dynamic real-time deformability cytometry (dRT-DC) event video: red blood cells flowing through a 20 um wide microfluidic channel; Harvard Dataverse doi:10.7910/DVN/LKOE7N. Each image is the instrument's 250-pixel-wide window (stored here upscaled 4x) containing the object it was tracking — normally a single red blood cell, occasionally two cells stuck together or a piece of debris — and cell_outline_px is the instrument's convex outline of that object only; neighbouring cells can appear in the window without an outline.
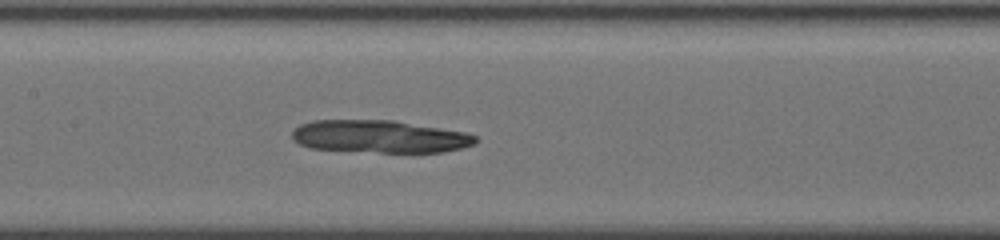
{"species": "common noctule bat (a hibernating species)", "species_latin": "Nyctalus noctula", "temperature_condition": "cold", "stored_images_in_passage": 38, "camera_frame_rate_fps": 3000, "um_per_image_px": 0.085, "animal": {"sex": "female", "body_mass_g": 19.5, "forearm_length_mm": 54.1}, "frame": {"image": 1, "passage_image": 15, "time_ms": 4.667, "image_size_px": [1000, 240], "cell_outline_px": [[480, 140], [476, 144], [444, 152], [380, 152], [308, 148], [292, 140], [292, 132], [300, 124], [312, 120], [392, 120], [464, 132], [476, 136]], "centroid_in_image_um": [32.26, 11.6], "position_along_channel_um": 175.1, "area_um2": 34.8}}
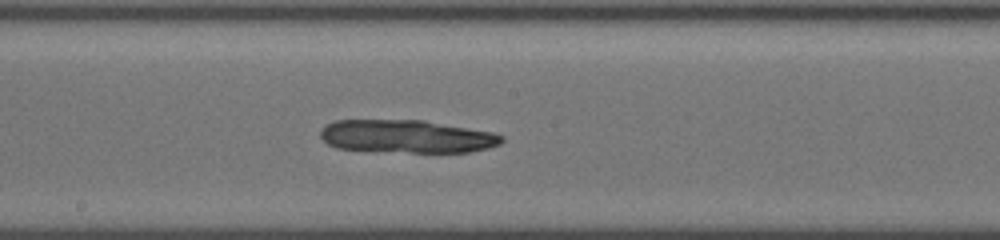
{"frame": {"image": 2, "passage_image": 18, "time_ms": 5.667, "image_size_px": [1000, 240], "cell_outline_px": [[504, 140], [500, 144], [488, 148], [468, 152], [412, 152], [336, 148], [328, 144], [320, 136], [320, 128], [336, 120], [424, 120], [496, 132], [504, 136]], "centroid_in_image_um": [34.62, 11.58], "position_along_channel_um": 213.6, "area_um2": 34.91}}
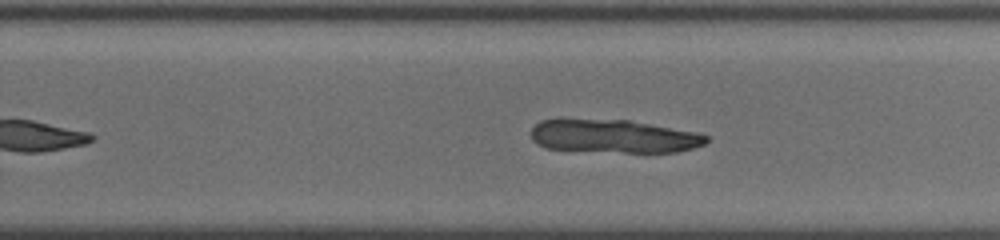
{"frame": {"image": 3, "passage_image": 23, "time_ms": 7.333, "image_size_px": [1000, 240], "cell_outline_px": [[708, 140], [704, 144], [692, 148], [676, 152], [624, 152], [544, 148], [536, 144], [532, 140], [532, 128], [540, 120], [560, 116], [628, 120], [696, 132], [708, 136]], "centroid_in_image_um": [52.05, 11.53], "position_along_channel_um": 277.7, "area_um2": 34.74}}